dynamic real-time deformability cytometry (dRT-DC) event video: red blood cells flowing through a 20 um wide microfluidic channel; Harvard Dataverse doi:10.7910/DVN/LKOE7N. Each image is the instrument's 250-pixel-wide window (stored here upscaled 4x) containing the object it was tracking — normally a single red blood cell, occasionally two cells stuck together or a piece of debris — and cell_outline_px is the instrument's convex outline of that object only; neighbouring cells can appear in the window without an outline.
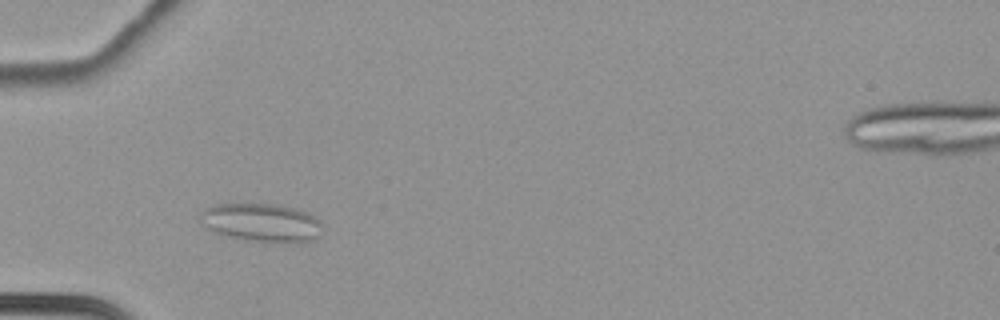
{"species": "common noctule bat (a hibernating species)", "species_latin": "Nyctalus noctula", "temperature_condition": "cold", "stored_images_in_passage": 47, "camera_frame_rate_fps": 3000, "um_per_image_px": 0.085, "animal": {"sex": "female", "body_mass_g": 22.7, "forearm_length_mm": 54.2}, "frame": {"image": 1, "passage_image": 6, "time_ms": 1.667, "image_size_px": [1000, 320], "cell_outline_px": [[320, 236], [316, 240], [304, 244], [280, 244], [244, 240], [228, 236], [216, 232], [200, 224], [200, 212], [204, 208], [216, 204], [272, 204], [292, 208], [308, 212], [320, 220]], "centroid_in_image_um": [22.27, 18.96], "position_along_channel_um": 62.7, "area_um2": 28.03}}
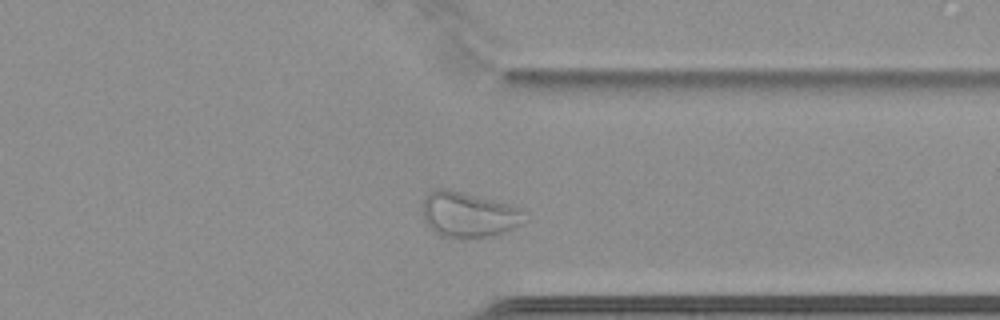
{"frame": {"image": 2, "passage_image": 34, "time_ms": 11.0, "image_size_px": [1000, 320], "cell_outline_px": [[528, 220], [516, 228], [496, 236], [460, 240], [440, 236], [428, 228], [424, 220], [420, 208], [424, 196], [436, 188], [448, 188], [524, 208]], "centroid_in_image_um": [39.84, 18.28], "position_along_channel_um": 371.6, "area_um2": 28.32}}
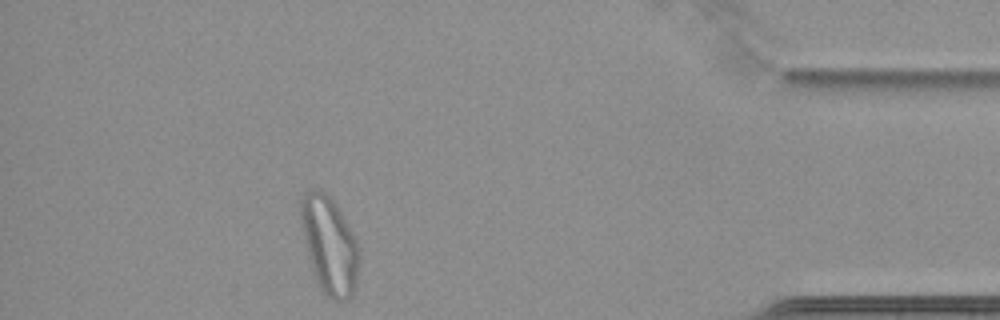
{"frame": {"image": 3, "passage_image": 41, "time_ms": 13.333, "image_size_px": [1000, 320], "cell_outline_px": [[360, 256], [356, 284], [352, 296], [344, 300], [336, 300], [328, 296], [320, 288], [312, 272], [300, 224], [300, 200], [304, 192], [316, 188], [324, 192], [336, 204], [352, 232], [360, 248]], "centroid_in_image_um": [27.99, 20.83], "position_along_channel_um": 407.2, "area_um2": 33.18}, "authors_computed_cell_mechanics": {"area_um2": 24.7962, "velocity_mm_per_s": 3.4054, "shape_relaxation_time_tau1_ms": null, "shape_relaxation_time_tau2_ms": 1.6254, "deformation_change_tau1": null, "deformation_change_tau2": 0.0719}}